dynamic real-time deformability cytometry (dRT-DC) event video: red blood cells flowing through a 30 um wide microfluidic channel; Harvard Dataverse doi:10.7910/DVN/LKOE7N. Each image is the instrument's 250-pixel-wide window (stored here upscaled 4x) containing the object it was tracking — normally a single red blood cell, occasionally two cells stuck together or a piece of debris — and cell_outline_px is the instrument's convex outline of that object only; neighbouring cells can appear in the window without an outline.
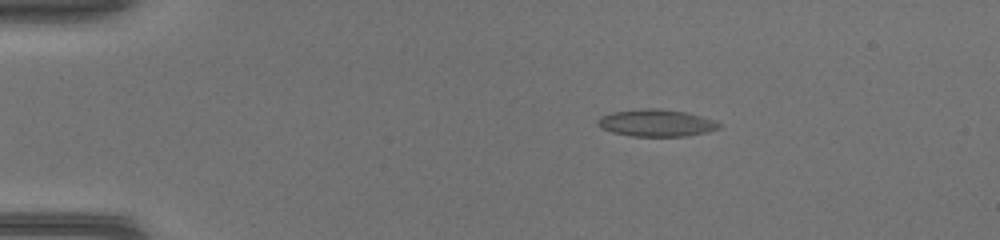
{"species": "common noctule bat (a hibernating species)", "species_latin": "Nyctalus noctula", "temperature_condition": "warm", "stored_images_in_passage": 44, "camera_frame_rate_fps": 3000, "um_per_image_px": 0.085, "animal": {"sex": "female", "body_mass_g": 17.0, "forearm_length_mm": 48.0}, "frame": {"image": 1, "passage_image": 6, "time_ms": 1.667, "image_size_px": [1000, 240], "cell_outline_px": [[720, 128], [708, 132], [688, 136], [632, 136], [612, 132], [600, 128], [596, 120], [600, 116], [612, 112], [648, 108], [652, 108], [684, 112], [716, 120], [720, 124]], "centroid_in_image_um": [55.78, 10.46], "position_along_channel_um": 29.2, "area_um2": 19.07}}
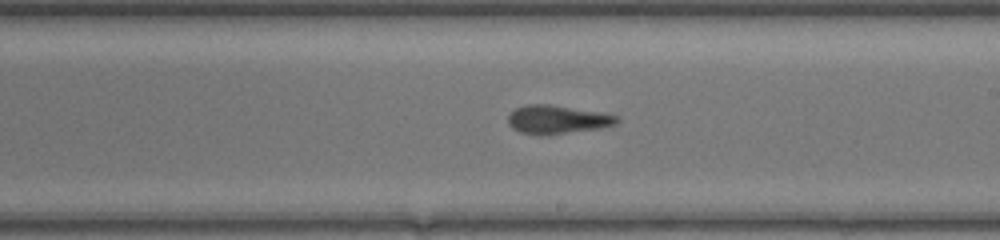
{"frame": {"image": 2, "passage_image": 25, "time_ms": 8.0, "image_size_px": [1000, 240], "cell_outline_px": [[620, 120], [616, 124], [600, 128], [548, 136], [540, 136], [520, 132], [512, 128], [508, 124], [508, 116], [516, 108], [528, 104], [548, 104], [620, 116]], "centroid_in_image_um": [47.35, 10.19], "position_along_channel_um": 241.7, "area_um2": 18.15}}
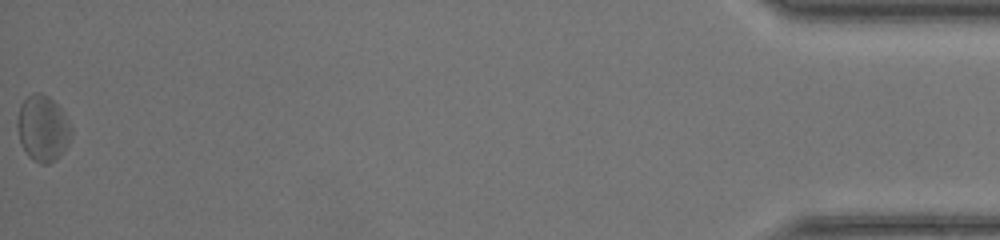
{"frame": {"image": 3, "passage_image": 44, "time_ms": 14.333, "image_size_px": [1000, 240], "cell_outline_px": [[72, 132], [68, 144], [60, 156], [56, 160], [48, 164], [40, 164], [32, 160], [28, 156], [20, 144], [16, 124], [20, 104], [32, 92], [40, 92], [48, 96], [60, 108], [72, 128]], "centroid_in_image_um": [3.61, 10.93], "position_along_channel_um": 431.6, "area_um2": 20.92}}